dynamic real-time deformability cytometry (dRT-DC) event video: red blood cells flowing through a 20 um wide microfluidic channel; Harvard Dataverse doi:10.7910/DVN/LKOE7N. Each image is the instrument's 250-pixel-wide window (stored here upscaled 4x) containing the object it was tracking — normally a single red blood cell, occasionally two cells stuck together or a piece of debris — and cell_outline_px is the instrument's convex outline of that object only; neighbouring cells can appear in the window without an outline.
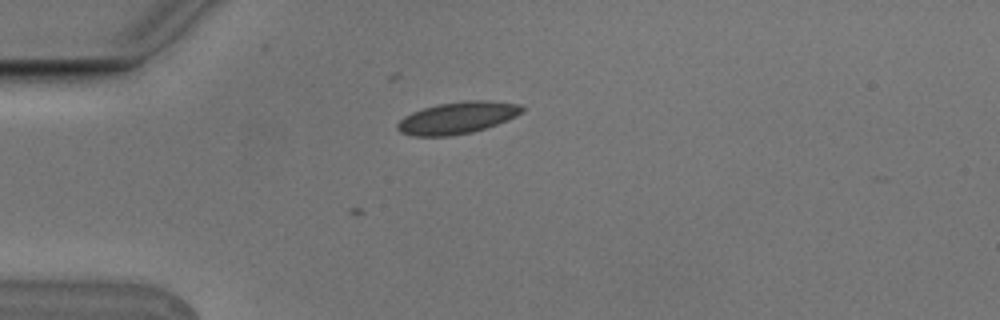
{"species": "Egyptian fruit bat (a non-hibernating species)", "species_latin": "Rousettus aegyptiacus", "temperature_condition": "cold", "stored_images_in_passage": 6, "camera_frame_rate_fps": 3000, "um_per_image_px": 0.085, "animal": {"sex": "male"}, "frame": {"image": 1, "passage_image": 4, "time_ms": 1.0, "image_size_px": [1000, 320], "cell_outline_px": [[524, 108], [516, 116], [508, 120], [472, 132], [452, 136], [412, 136], [400, 132], [396, 128], [396, 124], [404, 116], [412, 112], [424, 108], [440, 104], [464, 100], [488, 100], [520, 104]], "centroid_in_image_um": [38.85, 10.01], "position_along_channel_um": 46.1, "area_um2": 23.12}}